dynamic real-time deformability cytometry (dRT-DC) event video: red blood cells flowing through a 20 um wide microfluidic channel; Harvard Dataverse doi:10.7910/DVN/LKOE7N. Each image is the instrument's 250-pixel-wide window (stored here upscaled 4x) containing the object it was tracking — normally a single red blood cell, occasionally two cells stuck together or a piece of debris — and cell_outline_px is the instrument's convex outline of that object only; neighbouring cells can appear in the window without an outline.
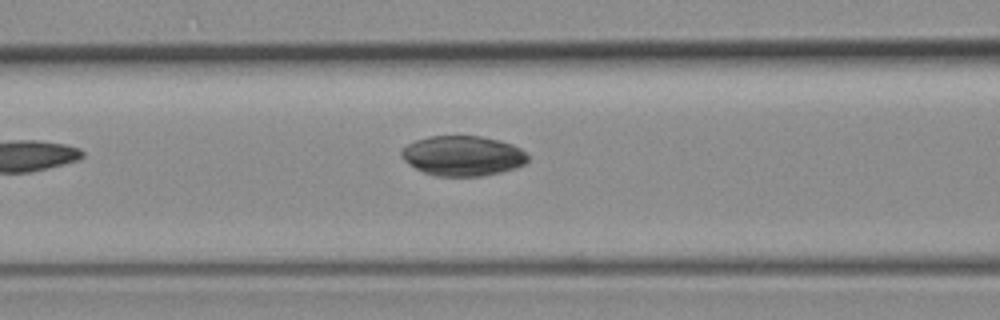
{"species": "common noctule bat (a hibernating species)", "species_latin": "Nyctalus noctula", "temperature_condition": "room temperature", "stored_images_in_passage": 5, "camera_frame_rate_fps": 3000, "um_per_image_px": 0.085, "animal": {"sex": "female", "body_mass_g": 19.3, "forearm_length_mm": 54.1}, "frame": {"image": 1, "passage_image": 5, "time_ms": 4.667, "image_size_px": [1000, 320], "cell_outline_px": [[528, 160], [524, 164], [516, 168], [484, 176], [436, 176], [424, 172], [408, 164], [400, 156], [400, 152], [408, 144], [416, 140], [428, 136], [480, 136], [500, 140], [512, 144], [520, 148], [528, 156]], "centroid_in_image_um": [39.33, 13.24], "position_along_channel_um": 127.3, "area_um2": 29.54}}